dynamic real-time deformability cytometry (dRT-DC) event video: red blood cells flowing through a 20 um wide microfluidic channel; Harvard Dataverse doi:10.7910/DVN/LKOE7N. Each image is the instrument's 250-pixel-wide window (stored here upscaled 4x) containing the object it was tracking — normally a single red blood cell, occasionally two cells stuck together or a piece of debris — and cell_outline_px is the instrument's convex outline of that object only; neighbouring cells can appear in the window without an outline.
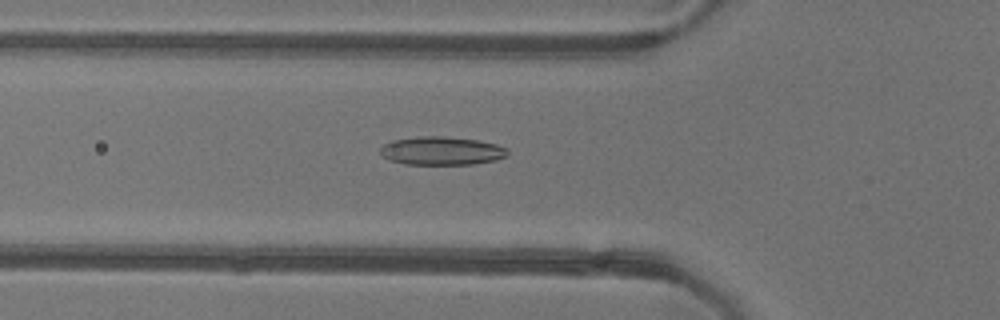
{"species": "common noctule bat (a hibernating species)", "species_latin": "Nyctalus noctula", "temperature_condition": "warm", "stored_images_in_passage": 52, "camera_frame_rate_fps": 3000, "um_per_image_px": 0.085, "animal": {"sex": "female"}, "frame": {"image": 1, "passage_image": 18, "time_ms": 5.667, "image_size_px": [1000, 320], "cell_outline_px": [[508, 152], [504, 156], [496, 160], [472, 164], [404, 164], [388, 160], [380, 152], [380, 148], [384, 144], [392, 140], [420, 136], [444, 136], [476, 140], [496, 144], [508, 148]], "centroid_in_image_um": [37.51, 12.82], "position_along_channel_um": 88.3, "area_um2": 20.98}}
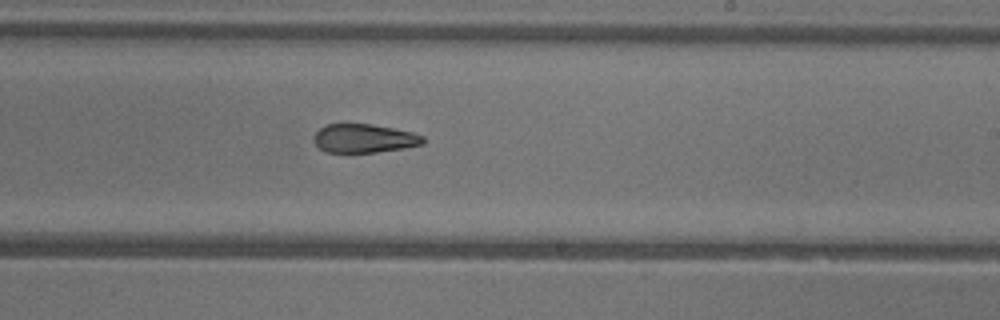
{"frame": {"image": 2, "passage_image": 31, "time_ms": 10.0, "image_size_px": [1000, 320], "cell_outline_px": [[424, 144], [404, 148], [376, 152], [324, 152], [312, 140], [312, 136], [324, 124], [372, 124], [412, 132], [424, 136]], "centroid_in_image_um": [30.92, 11.76], "position_along_channel_um": 258.1, "area_um2": 18.32}}
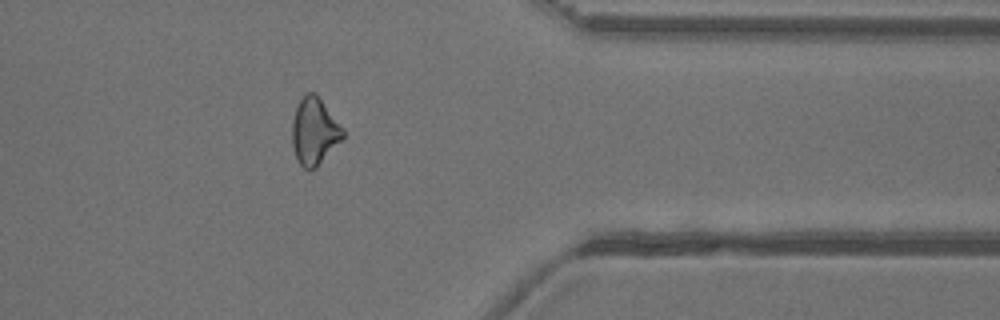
{"frame": {"image": 3, "passage_image": 42, "time_ms": 13.667, "image_size_px": [1000, 320], "cell_outline_px": [[344, 136], [316, 168], [304, 168], [296, 160], [292, 144], [292, 120], [296, 108], [304, 92], [316, 92], [344, 128]], "centroid_in_image_um": [26.71, 11.12], "position_along_channel_um": 384.7, "area_um2": 19.88}, "authors_computed_cell_mechanics": {"area_um2": 20.3745, "velocity_mm_per_s": 3.909, "shape_relaxation_time_tau1_ms": null, "shape_relaxation_time_tau2_ms": 4.5848, "deformation_change_tau1": null, "deformation_change_tau2": 0.1385}}